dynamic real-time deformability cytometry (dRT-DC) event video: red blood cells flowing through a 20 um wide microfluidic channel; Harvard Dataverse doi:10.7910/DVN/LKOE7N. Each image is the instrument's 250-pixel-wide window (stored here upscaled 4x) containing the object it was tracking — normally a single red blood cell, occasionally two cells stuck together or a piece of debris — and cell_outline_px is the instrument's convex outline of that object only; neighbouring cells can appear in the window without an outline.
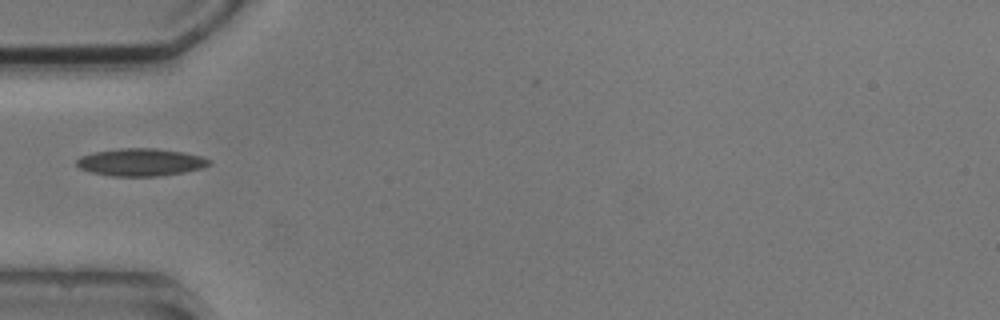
{"species": "common noctule bat (a hibernating species)", "species_latin": "Nyctalus noctula", "temperature_condition": "cold", "stored_images_in_passage": 2, "camera_frame_rate_fps": 3000, "um_per_image_px": 0.085, "animal": {"sex": "male", "body_mass_g": 20.5, "forearm_length_mm": 52.5}, "frame": {"image": 1, "passage_image": 1, "time_ms": 0.0, "image_size_px": [1000, 320], "cell_outline_px": [[212, 164], [200, 168], [184, 172], [156, 176], [112, 176], [92, 172], [80, 168], [76, 164], [76, 160], [80, 156], [96, 152], [120, 148], [156, 148], [184, 152], [200, 156], [212, 160]], "centroid_in_image_um": [11.98, 13.78], "position_along_channel_um": 73.0, "area_um2": 21.15}}